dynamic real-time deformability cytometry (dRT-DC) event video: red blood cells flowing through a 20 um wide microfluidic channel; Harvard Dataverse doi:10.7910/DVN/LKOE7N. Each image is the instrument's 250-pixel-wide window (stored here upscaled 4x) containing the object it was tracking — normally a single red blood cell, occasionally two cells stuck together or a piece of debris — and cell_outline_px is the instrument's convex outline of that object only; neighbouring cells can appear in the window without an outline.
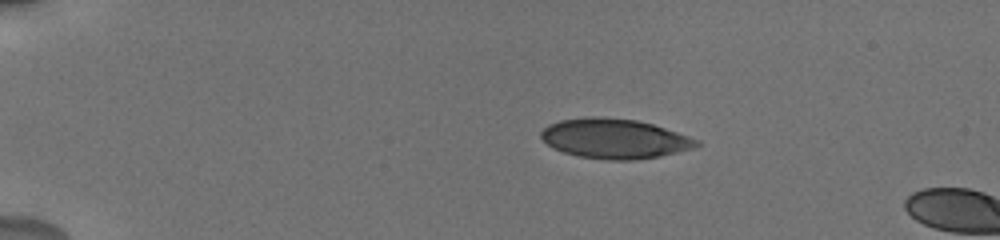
{"species": "human", "species_latin": "Homo sapiens", "temperature_condition": "cold", "stored_images_in_passage": 4, "camera_frame_rate_fps": 3000, "um_per_image_px": 0.085, "donor": {"sex": "male"}, "frame": {"image": 1, "passage_image": 3, "time_ms": 2.333, "image_size_px": [1000, 240], "cell_outline_px": [[700, 144], [696, 148], [660, 156], [636, 160], [604, 160], [576, 156], [552, 148], [540, 136], [540, 132], [548, 124], [560, 120], [584, 116], [596, 116], [636, 120], [652, 124], [700, 140]], "centroid_in_image_um": [52.22, 11.79], "position_along_channel_um": 32.8, "area_um2": 36.3}}